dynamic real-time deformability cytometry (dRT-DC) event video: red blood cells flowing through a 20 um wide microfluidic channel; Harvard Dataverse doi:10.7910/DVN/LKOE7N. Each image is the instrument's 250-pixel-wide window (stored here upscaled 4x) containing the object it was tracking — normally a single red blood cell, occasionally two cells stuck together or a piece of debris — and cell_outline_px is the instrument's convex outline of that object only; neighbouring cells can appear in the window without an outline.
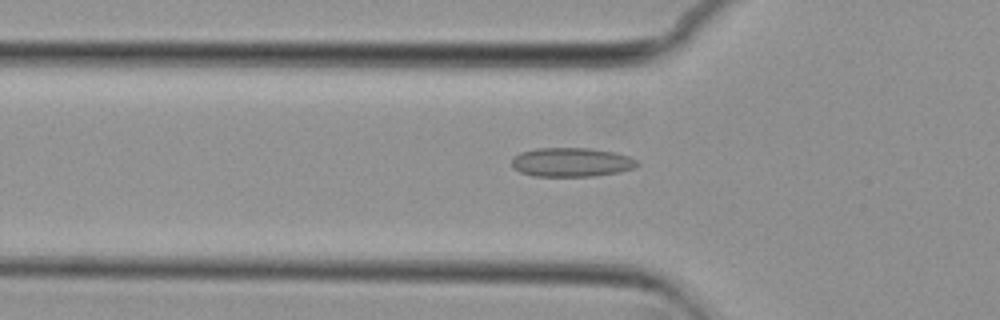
{"species": "common noctule bat (a hibernating species)", "species_latin": "Nyctalus noctula", "temperature_condition": "cold", "stored_images_in_passage": 48, "camera_frame_rate_fps": 3000, "um_per_image_px": 0.085, "animal": {"sex": "female", "body_mass_g": 29.2, "forearm_length_mm": 56.3}, "frame": {"image": 1, "passage_image": 11, "time_ms": 3.333, "image_size_px": [1000, 320], "cell_outline_px": [[640, 164], [636, 168], [620, 172], [596, 176], [532, 176], [520, 172], [512, 168], [512, 160], [520, 152], [536, 148], [592, 148], [616, 152], [628, 156], [636, 160]], "centroid_in_image_um": [48.6, 13.79], "position_along_channel_um": 77.2, "area_um2": 21.5}}
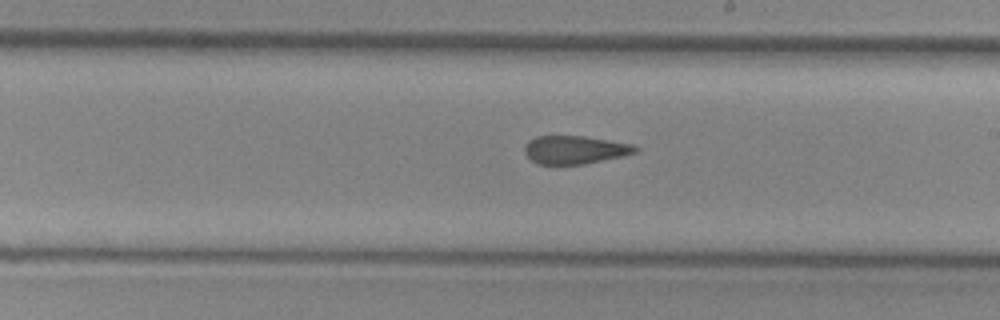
{"frame": {"image": 2, "passage_image": 24, "time_ms": 7.667, "image_size_px": [1000, 320], "cell_outline_px": [[640, 148], [636, 152], [624, 156], [584, 164], [540, 164], [532, 160], [524, 152], [524, 148], [528, 140], [536, 136], [584, 136], [636, 144]], "centroid_in_image_um": [48.92, 12.72], "position_along_channel_um": 240.1, "area_um2": 18.32}}
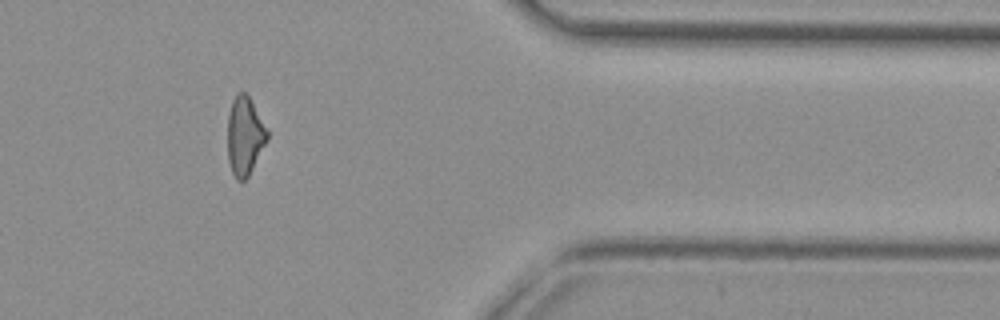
{"frame": {"image": 3, "passage_image": 38, "time_ms": 12.333, "image_size_px": [1000, 320], "cell_outline_px": [[268, 140], [248, 176], [244, 180], [236, 180], [232, 172], [228, 160], [228, 112], [232, 100], [236, 92], [244, 92], [248, 96], [268, 128]], "centroid_in_image_um": [20.81, 11.54], "position_along_channel_um": 390.6, "area_um2": 18.21}, "authors_computed_cell_mechanics": {"area_um2": 19.363, "velocity_mm_per_s": 3.7443, "shape_relaxation_time_tau1_ms": null, "shape_relaxation_time_tau2_ms": 2.714, "deformation_change_tau1": null, "deformation_change_tau2": 0.104}}